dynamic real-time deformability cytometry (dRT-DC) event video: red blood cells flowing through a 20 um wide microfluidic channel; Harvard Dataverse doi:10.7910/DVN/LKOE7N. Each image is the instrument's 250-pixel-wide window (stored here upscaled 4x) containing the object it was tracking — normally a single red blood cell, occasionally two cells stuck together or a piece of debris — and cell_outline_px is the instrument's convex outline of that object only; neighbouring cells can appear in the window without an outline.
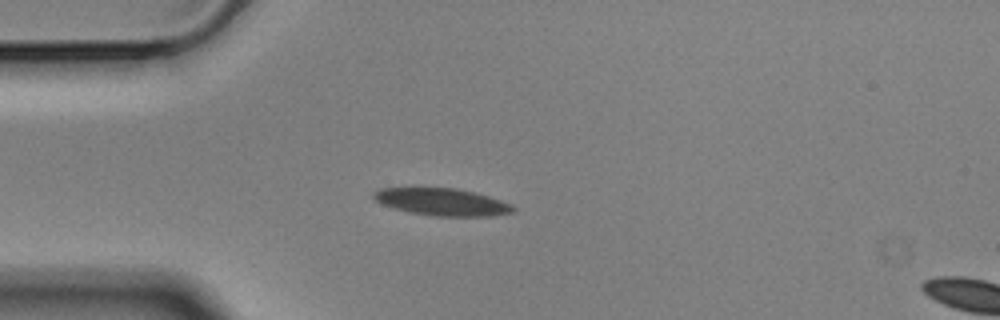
{"species": "Egyptian fruit bat (a non-hibernating species)", "species_latin": "Rousettus aegyptiacus", "temperature_condition": "cold", "stored_images_in_passage": 43, "camera_frame_rate_fps": 3000, "um_per_image_px": 0.085, "animal": {"sex": "male"}, "frame": {"image": 1, "passage_image": 1, "time_ms": 0.0, "image_size_px": [1000, 320], "cell_outline_px": [[516, 208], [512, 212], [492, 216], [436, 216], [408, 212], [384, 204], [376, 200], [372, 196], [376, 192], [384, 188], [452, 188], [472, 192], [500, 200], [512, 204]], "centroid_in_image_um": [37.62, 17.18], "position_along_channel_um": 47.4, "area_um2": 21.62}}
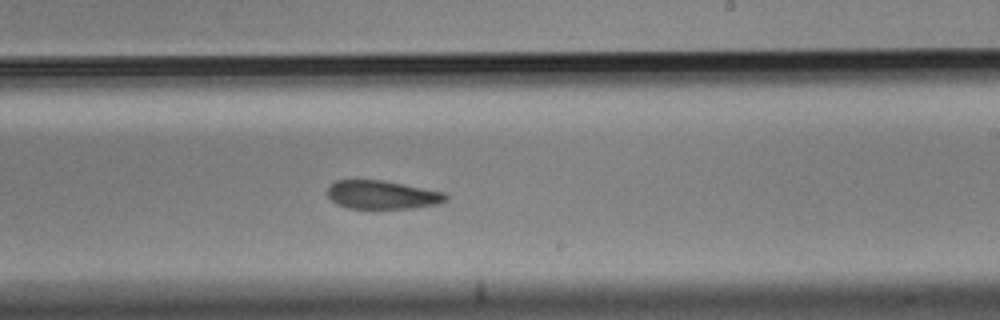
{"frame": {"image": 2, "passage_image": 20, "time_ms": 6.333, "image_size_px": [1000, 320], "cell_outline_px": [[448, 200], [436, 204], [412, 208], [348, 208], [336, 204], [328, 196], [328, 188], [336, 180], [384, 180], [444, 192], [448, 196]], "centroid_in_image_um": [32.49, 16.55], "position_along_channel_um": 256.5, "area_um2": 19.54}}
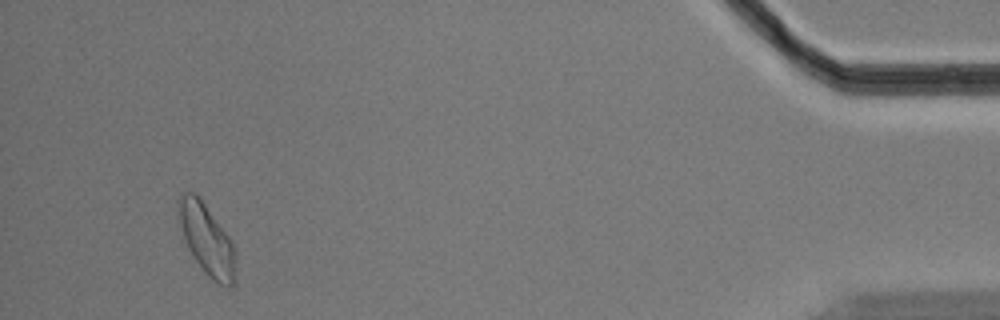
{"frame": {"image": 3, "passage_image": 40, "time_ms": 13.0, "image_size_px": [1000, 320], "cell_outline_px": [[236, 252], [232, 284], [224, 288], [212, 280], [208, 276], [196, 260], [184, 236], [180, 224], [176, 204], [176, 200], [184, 192], [192, 192], [204, 204], [232, 240]], "centroid_in_image_um": [17.58, 20.35], "position_along_channel_um": 417.6, "area_um2": 22.89}, "authors_computed_cell_mechanics": {"area_um2": 21.5016, "velocity_mm_per_s": 3.5034, "shape_relaxation_time_tau1_ms": 9.2668, "shape_relaxation_time_tau2_ms": 5.2626, "deformation_change_tau1": 0.1544, "deformation_change_tau2": 0.1113}}